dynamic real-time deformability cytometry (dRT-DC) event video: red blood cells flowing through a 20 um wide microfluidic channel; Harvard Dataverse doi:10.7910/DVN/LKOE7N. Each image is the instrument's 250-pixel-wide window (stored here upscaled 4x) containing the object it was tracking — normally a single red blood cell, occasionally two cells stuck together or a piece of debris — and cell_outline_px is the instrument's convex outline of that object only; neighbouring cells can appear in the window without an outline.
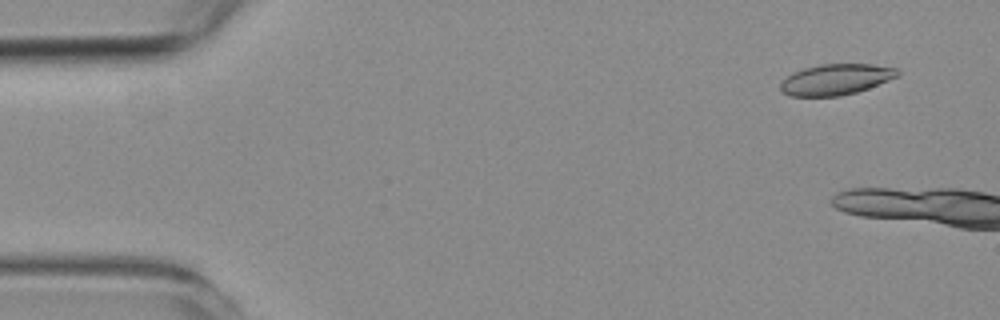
{"species": "common noctule bat (a hibernating species)", "species_latin": "Nyctalus noctula", "temperature_condition": "room temperature", "stored_images_in_passage": 5, "camera_frame_rate_fps": 3000, "um_per_image_px": 0.085, "animal": {"sex": "female", "body_mass_g": 19.3, "forearm_length_mm": 54.1}, "frame": {"image": 1, "passage_image": 1, "time_ms": 0.0, "image_size_px": [1000, 320], "cell_outline_px": [[900, 72], [896, 76], [888, 80], [868, 88], [856, 92], [840, 96], [792, 96], [784, 92], [780, 88], [780, 84], [792, 72], [804, 68], [820, 64], [868, 64], [896, 68]], "centroid_in_image_um": [71.03, 6.75], "position_along_channel_um": 14.0, "area_um2": 20.75}}